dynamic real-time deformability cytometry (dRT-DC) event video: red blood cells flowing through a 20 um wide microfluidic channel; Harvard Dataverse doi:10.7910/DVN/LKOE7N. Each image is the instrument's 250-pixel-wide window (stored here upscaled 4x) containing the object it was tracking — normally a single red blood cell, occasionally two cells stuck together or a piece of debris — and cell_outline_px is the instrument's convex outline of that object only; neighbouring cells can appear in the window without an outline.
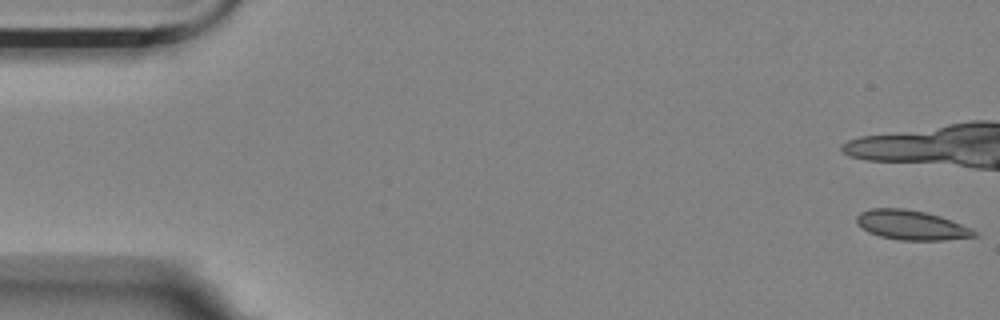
{"species": "Egyptian fruit bat (a non-hibernating species)", "species_latin": "Rousettus aegyptiacus", "temperature_condition": "room temperature", "stored_images_in_passage": 12, "camera_frame_rate_fps": 3000, "um_per_image_px": 0.085, "animal": {"sex": "female"}, "frame": {"image": 1, "passage_image": 1, "time_ms": 0.0, "image_size_px": [1000, 320], "cell_outline_px": [[980, 236], [944, 240], [900, 240], [880, 236], [868, 232], [856, 224], [856, 216], [860, 212], [872, 208], [904, 208], [924, 212], [940, 216], [972, 228], [980, 232]], "centroid_in_image_um": [77.49, 19.14], "position_along_channel_um": 7.5, "area_um2": 20.46}}